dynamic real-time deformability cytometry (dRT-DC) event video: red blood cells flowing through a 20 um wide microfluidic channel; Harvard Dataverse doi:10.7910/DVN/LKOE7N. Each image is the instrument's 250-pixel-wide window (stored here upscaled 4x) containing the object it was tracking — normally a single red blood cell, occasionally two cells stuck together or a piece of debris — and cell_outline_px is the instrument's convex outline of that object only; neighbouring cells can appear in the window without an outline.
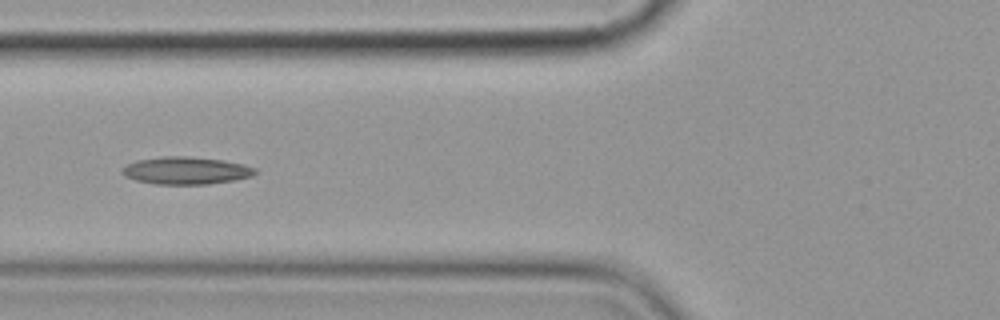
{"species": "common noctule bat (a hibernating species)", "species_latin": "Nyctalus noctula", "temperature_condition": "cold", "stored_images_in_passage": 14, "camera_frame_rate_fps": 3000, "um_per_image_px": 0.085, "animal": {"sex": "female", "body_mass_g": 19.9}, "frame": {"image": 1, "passage_image": 5, "time_ms": 5.667, "image_size_px": [1000, 320], "cell_outline_px": [[256, 172], [252, 176], [236, 180], [208, 184], [156, 184], [136, 180], [124, 176], [120, 172], [128, 164], [136, 160], [164, 156], [188, 156], [224, 160], [244, 164], [256, 168]], "centroid_in_image_um": [15.83, 14.49], "position_along_channel_um": 110.0, "area_um2": 21.33}}
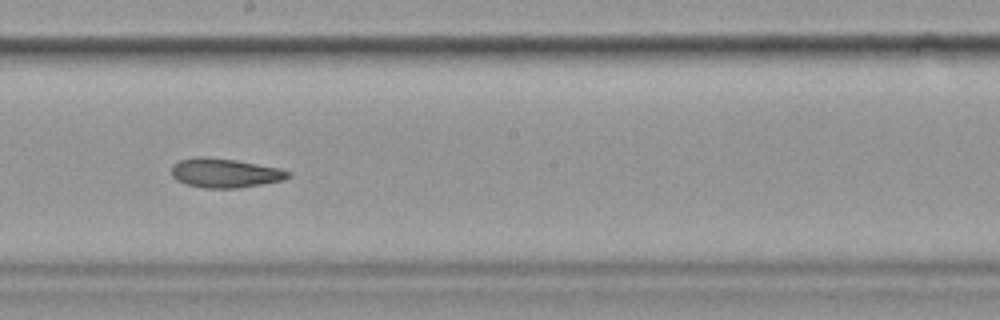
{"frame": {"image": 2, "passage_image": 8, "time_ms": 9.0, "image_size_px": [1000, 320], "cell_outline_px": [[292, 176], [284, 180], [240, 188], [204, 188], [184, 184], [176, 180], [172, 176], [172, 164], [180, 160], [200, 156], [236, 160], [280, 168], [292, 172]], "centroid_in_image_um": [19.14, 14.71], "position_along_channel_um": 229.1, "area_um2": 20.06}}
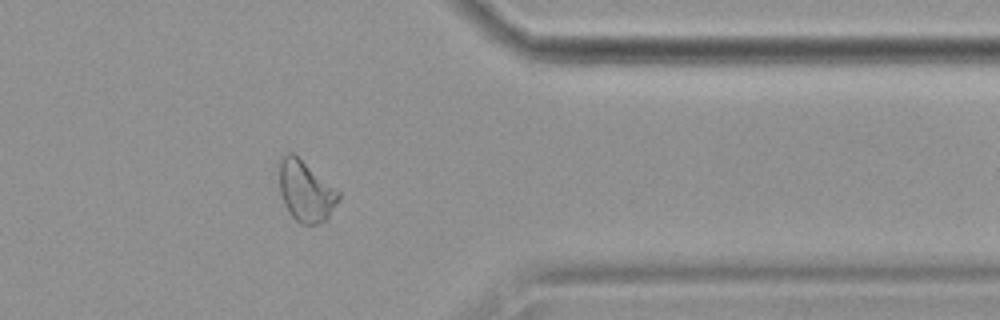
{"frame": {"image": 3, "passage_image": 12, "time_ms": 13.667, "image_size_px": [1000, 320], "cell_outline_px": [[340, 196], [328, 220], [320, 224], [300, 224], [288, 212], [284, 204], [280, 192], [280, 160], [288, 152], [292, 152], [336, 188], [340, 192]], "centroid_in_image_um": [26.01, 16.29], "position_along_channel_um": 385.4, "area_um2": 20.92}, "authors_computed_cell_mechanics": {"area_um2": 20.6924, "velocity_mm_per_s": 3.5818, "shape_relaxation_time_tau1_ms": null, "shape_relaxation_time_tau2_ms": 3.2024, "deformation_change_tau1": null, "deformation_change_tau2": 0.105}}